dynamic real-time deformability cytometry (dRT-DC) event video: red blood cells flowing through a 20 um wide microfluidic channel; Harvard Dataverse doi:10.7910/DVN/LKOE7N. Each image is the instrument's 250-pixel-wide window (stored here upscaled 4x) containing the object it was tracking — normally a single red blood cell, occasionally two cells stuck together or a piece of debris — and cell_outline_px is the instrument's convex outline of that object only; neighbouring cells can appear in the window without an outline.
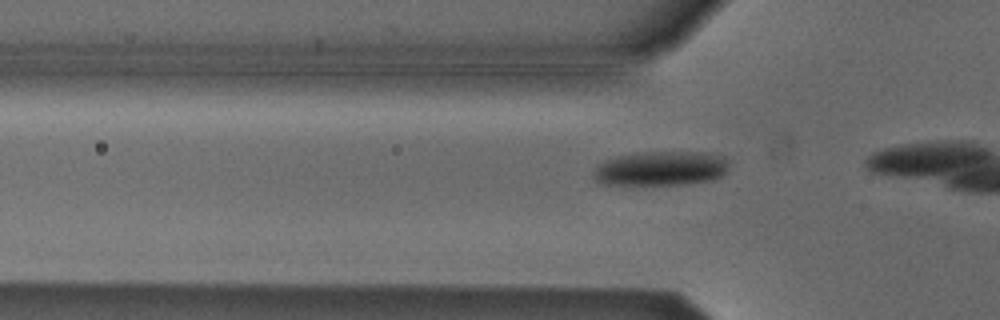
{"species": "Egyptian fruit bat (a non-hibernating species)", "species_latin": "Rousettus aegyptiacus", "temperature_condition": "cold", "stored_images_in_passage": 7, "camera_frame_rate_fps": 3000, "um_per_image_px": 0.085, "animal": {"sex": "male"}, "frame": {"image": 1, "passage_image": 4, "time_ms": 1.0, "image_size_px": [1000, 320], "cell_outline_px": [[728, 172], [724, 176], [712, 180], [684, 184], [632, 188], [596, 184], [592, 176], [596, 164], [620, 156], [644, 152], [704, 152], [724, 156], [728, 160]], "centroid_in_image_um": [56.11, 14.39], "position_along_channel_um": 69.7, "area_um2": 28.67}}